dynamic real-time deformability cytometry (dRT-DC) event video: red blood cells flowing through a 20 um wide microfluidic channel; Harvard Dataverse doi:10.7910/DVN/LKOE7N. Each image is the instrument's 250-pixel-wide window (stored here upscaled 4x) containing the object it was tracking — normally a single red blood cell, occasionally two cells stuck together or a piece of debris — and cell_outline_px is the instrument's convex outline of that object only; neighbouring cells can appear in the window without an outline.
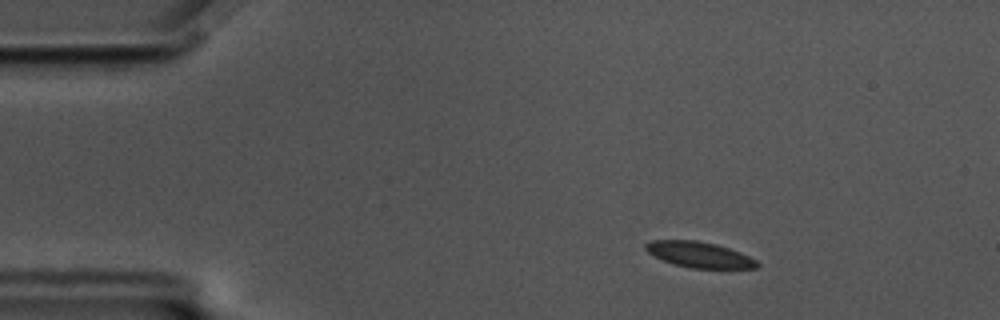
{"species": "common noctule bat (a hibernating species)", "species_latin": "Nyctalus noctula", "temperature_condition": "cold", "stored_images_in_passage": 57, "segment_of_instrument_passage": [1, 2], "camera_frame_rate_fps": 3000, "um_per_image_px": 0.085, "animal": {"sex": "male", "body_mass_g": 17.5, "forearm_length_mm": 52.3}, "frame": {"image": 1, "passage_image": 7, "time_ms": 2.0, "image_size_px": [1000, 320], "cell_outline_px": [[760, 264], [756, 268], [692, 268], [676, 264], [664, 260], [648, 252], [644, 248], [644, 244], [648, 240], [696, 240], [716, 244], [740, 252], [756, 260]], "centroid_in_image_um": [59.43, 21.63], "position_along_channel_um": 25.6, "area_um2": 16.53}}
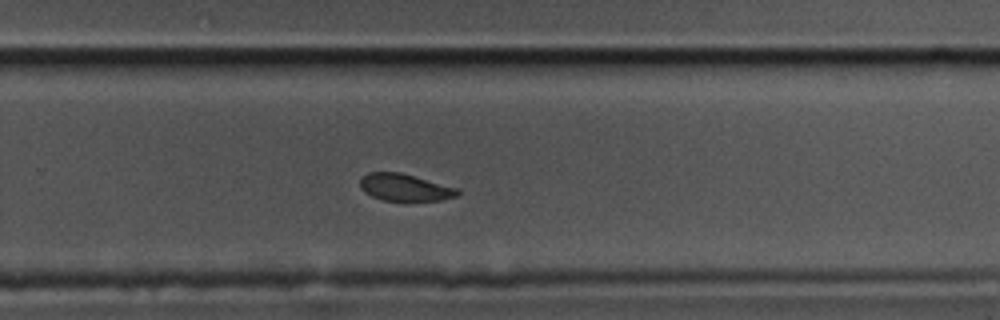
{"frame": {"image": 2, "passage_image": 36, "time_ms": 11.667, "image_size_px": [1000, 320], "cell_outline_px": [[460, 192], [456, 196], [440, 200], [408, 204], [404, 204], [380, 200], [364, 192], [360, 188], [360, 180], [368, 172], [400, 172], [460, 188]], "centroid_in_image_um": [34.44, 15.99], "position_along_channel_um": 295.4, "area_um2": 16.3}}
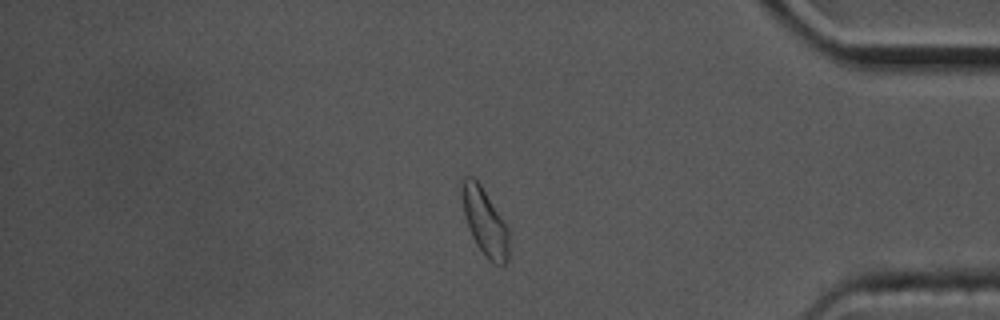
{"frame": {"image": 3, "passage_image": 47, "time_ms": 15.333, "image_size_px": [1000, 320], "cell_outline_px": [[508, 260], [504, 264], [492, 264], [484, 256], [476, 244], [468, 228], [464, 212], [460, 192], [460, 184], [464, 176], [472, 176], [480, 184], [508, 228]], "centroid_in_image_um": [41.17, 18.86], "position_along_channel_um": 394.0, "area_um2": 18.32}}